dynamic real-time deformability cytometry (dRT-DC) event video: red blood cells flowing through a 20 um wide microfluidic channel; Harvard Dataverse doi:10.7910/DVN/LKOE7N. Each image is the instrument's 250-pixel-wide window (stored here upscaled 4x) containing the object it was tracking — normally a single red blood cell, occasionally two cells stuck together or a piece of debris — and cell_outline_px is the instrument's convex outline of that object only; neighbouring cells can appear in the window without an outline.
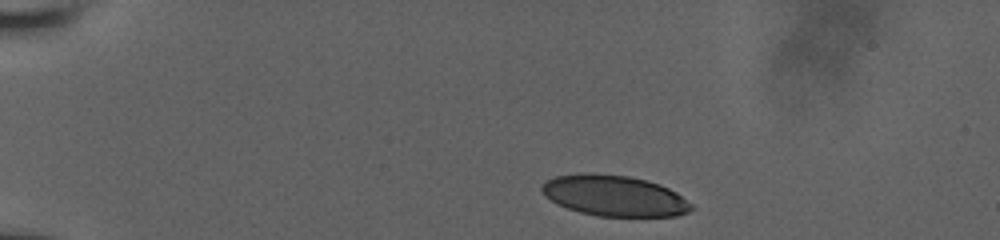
{"species": "human", "species_latin": "Homo sapiens", "temperature_condition": "room temperature", "stored_images_in_passage": 30, "camera_frame_rate_fps": 3000, "um_per_image_px": 0.085, "donor": {"sex": "male"}, "frame": {"image": 1, "passage_image": 1, "time_ms": 0.0, "image_size_px": [1000, 240], "cell_outline_px": [[692, 208], [688, 212], [676, 216], [596, 216], [580, 212], [556, 204], [540, 188], [548, 180], [556, 176], [580, 172], [584, 172], [628, 176], [660, 184], [676, 192], [692, 204]], "centroid_in_image_um": [52.22, 16.63], "position_along_channel_um": 32.8, "area_um2": 35.32}}
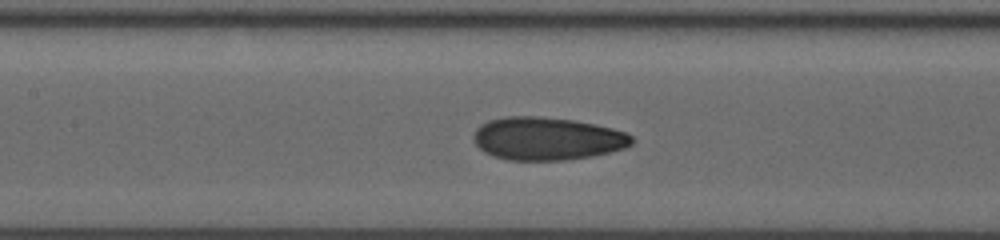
{"frame": {"image": 2, "passage_image": 13, "time_ms": 5.333, "image_size_px": [1000, 240], "cell_outline_px": [[636, 140], [632, 144], [624, 148], [592, 156], [564, 160], [508, 160], [492, 156], [484, 152], [472, 140], [472, 136], [476, 128], [480, 124], [488, 120], [504, 116], [540, 116], [572, 120], [612, 128], [624, 132], [632, 136]], "centroid_in_image_um": [46.46, 11.78], "position_along_channel_um": 160.9, "area_um2": 39.77}}
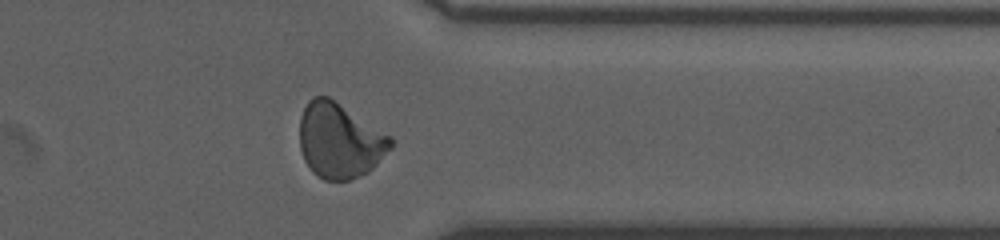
{"frame": {"image": 3, "passage_image": 26, "time_ms": 11.0, "image_size_px": [1000, 240], "cell_outline_px": [[392, 148], [368, 172], [348, 180], [324, 180], [316, 176], [312, 172], [304, 160], [300, 148], [300, 116], [308, 100], [312, 96], [328, 96], [392, 136]], "centroid_in_image_um": [28.86, 11.95], "position_along_channel_um": 382.5, "area_um2": 39.94}}